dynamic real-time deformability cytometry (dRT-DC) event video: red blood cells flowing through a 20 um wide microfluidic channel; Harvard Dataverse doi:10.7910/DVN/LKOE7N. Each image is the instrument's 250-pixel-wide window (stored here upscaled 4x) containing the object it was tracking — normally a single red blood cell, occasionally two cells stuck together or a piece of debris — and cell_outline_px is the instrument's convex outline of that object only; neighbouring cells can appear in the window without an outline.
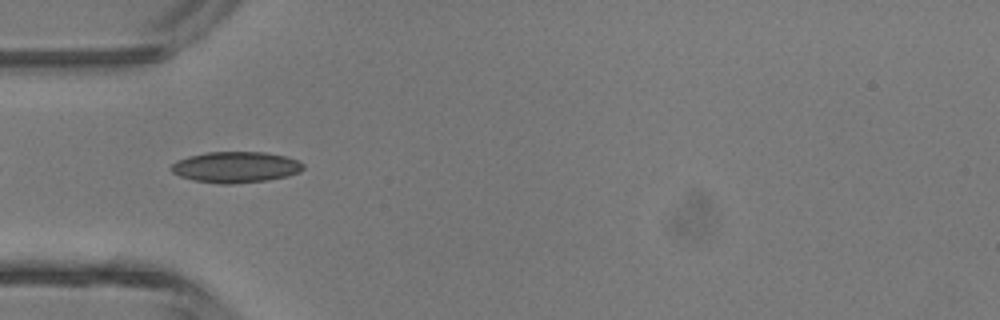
{"species": "common noctule bat (a hibernating species)", "species_latin": "Nyctalus noctula", "temperature_condition": "room temperature", "stored_images_in_passage": 4, "camera_frame_rate_fps": 3000, "um_per_image_px": 0.085, "animal": {"sex": "male", "body_mass_g": 13.3}, "frame": {"image": 1, "passage_image": 3, "time_ms": 2.333, "image_size_px": [1000, 320], "cell_outline_px": [[304, 168], [300, 172], [288, 176], [268, 180], [232, 184], [220, 184], [192, 180], [180, 176], [172, 172], [168, 168], [176, 160], [188, 156], [208, 152], [264, 152], [284, 156], [296, 160], [304, 164]], "centroid_in_image_um": [20.0, 14.21], "position_along_channel_um": 65.0, "area_um2": 23.99}}
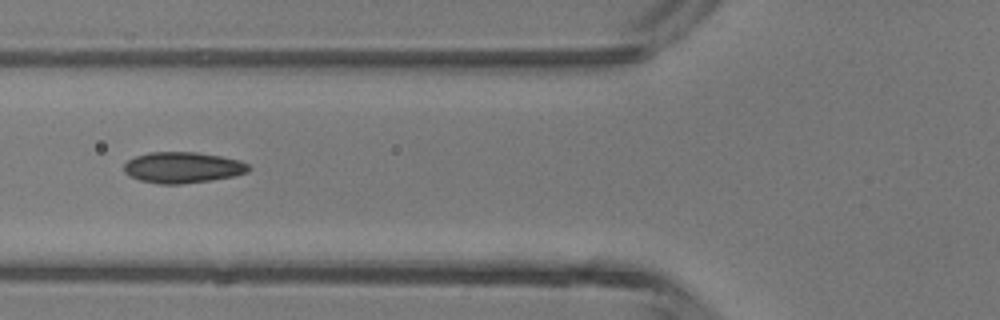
{"frame": {"image": 2, "passage_image": 4, "time_ms": 3.333, "image_size_px": [1000, 320], "cell_outline_px": [[252, 168], [248, 172], [236, 176], [212, 180], [180, 184], [160, 184], [140, 180], [124, 172], [124, 164], [128, 160], [136, 156], [148, 152], [196, 152], [220, 156], [240, 160], [248, 164]], "centroid_in_image_um": [15.57, 14.24], "position_along_channel_um": 110.2, "area_um2": 22.6}}